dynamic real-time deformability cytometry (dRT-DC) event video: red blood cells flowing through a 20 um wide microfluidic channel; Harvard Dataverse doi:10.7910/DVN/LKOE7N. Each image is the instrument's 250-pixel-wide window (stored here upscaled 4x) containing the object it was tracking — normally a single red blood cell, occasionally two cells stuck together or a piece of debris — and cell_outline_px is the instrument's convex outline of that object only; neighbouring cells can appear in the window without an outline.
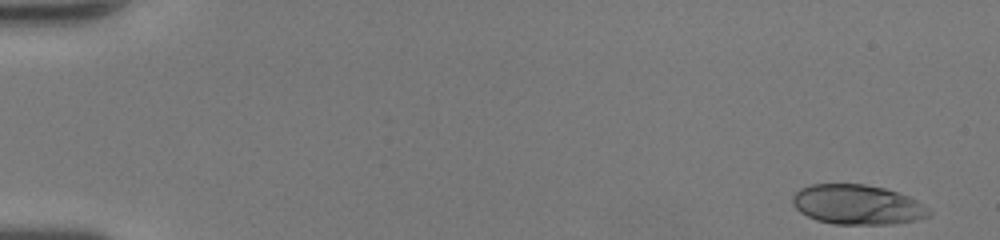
{"species": "human", "species_latin": "Homo sapiens", "temperature_condition": "room temperature", "stored_images_in_passage": 49, "camera_frame_rate_fps": 3000, "um_per_image_px": 0.085, "donor": {"sex": "female"}, "frame": {"image": 1, "passage_image": 1, "time_ms": 0.0, "image_size_px": [1000, 240], "cell_outline_px": [[932, 212], [928, 216], [916, 220], [892, 224], [832, 224], [816, 220], [800, 212], [792, 204], [792, 196], [800, 188], [812, 184], [864, 184], [884, 188], [908, 196], [916, 200], [928, 208]], "centroid_in_image_um": [72.85, 17.4], "position_along_channel_um": 12.1, "area_um2": 31.62}}
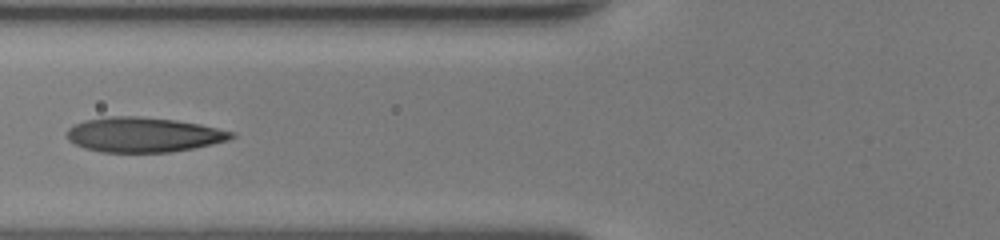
{"frame": {"image": 2, "passage_image": 20, "time_ms": 6.333, "image_size_px": [1000, 240], "cell_outline_px": [[236, 136], [228, 140], [212, 144], [172, 152], [100, 152], [84, 148], [68, 140], [68, 128], [84, 120], [112, 116], [136, 116], [176, 120], [200, 124], [236, 132]], "centroid_in_image_um": [12.22, 11.45], "position_along_channel_um": 113.6, "area_um2": 33.35}}
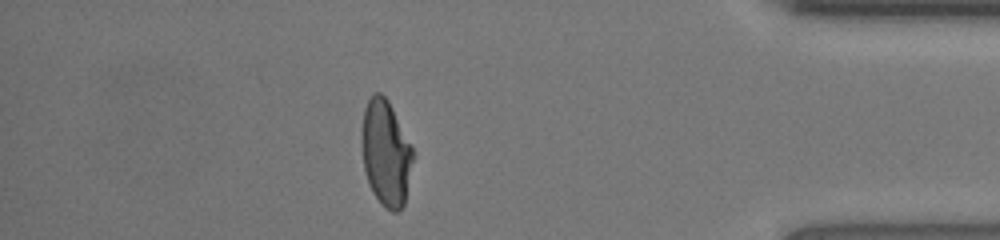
{"frame": {"image": 3, "passage_image": 43, "time_ms": 14.0, "image_size_px": [1000, 240], "cell_outline_px": [[416, 156], [404, 204], [396, 212], [392, 212], [380, 204], [372, 192], [368, 184], [364, 168], [360, 140], [360, 132], [364, 108], [372, 92], [380, 92], [388, 100]], "centroid_in_image_um": [32.78, 13.02], "position_along_channel_um": 402.4, "area_um2": 32.19}, "authors_computed_cell_mechanics": {"area_um2": 32.4836, "velocity_mm_per_s": 4.2173, "shape_relaxation_time_tau1_ms": 6.819, "shape_relaxation_time_tau2_ms": 0.7009, "deformation_change_tau1": 0.2966, "deformation_change_tau2": 0.0709}}